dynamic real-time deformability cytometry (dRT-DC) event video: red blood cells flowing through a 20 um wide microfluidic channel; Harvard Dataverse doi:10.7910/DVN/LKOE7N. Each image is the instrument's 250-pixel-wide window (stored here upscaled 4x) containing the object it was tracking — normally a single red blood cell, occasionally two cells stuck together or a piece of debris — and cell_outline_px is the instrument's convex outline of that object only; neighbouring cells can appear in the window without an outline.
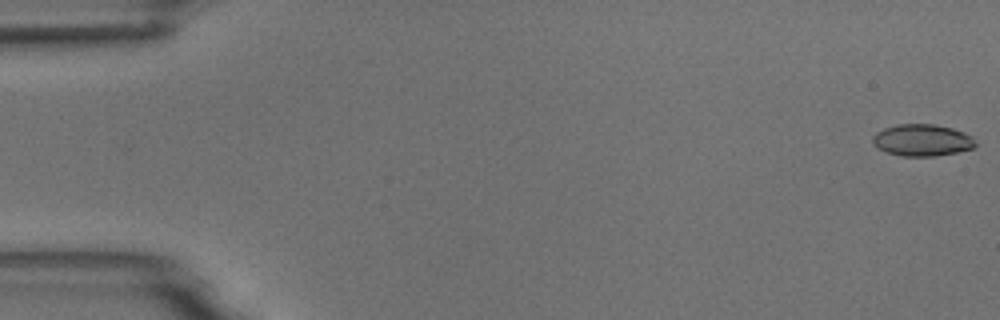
{"species": "common noctule bat (a hibernating species)", "species_latin": "Nyctalus noctula", "temperature_condition": "room temperature", "stored_images_in_passage": 6, "camera_frame_rate_fps": 3000, "um_per_image_px": 0.085, "animal": {"sex": "male", "body_mass_g": 18.8}, "frame": {"image": 1, "passage_image": 1, "time_ms": 0.0, "image_size_px": [1000, 320], "cell_outline_px": [[976, 144], [972, 148], [956, 152], [936, 156], [900, 156], [884, 152], [872, 140], [872, 136], [876, 132], [884, 128], [896, 124], [936, 124], [952, 128], [964, 132], [972, 136]], "centroid_in_image_um": [78.37, 11.91], "position_along_channel_um": 6.6, "area_um2": 19.07}}
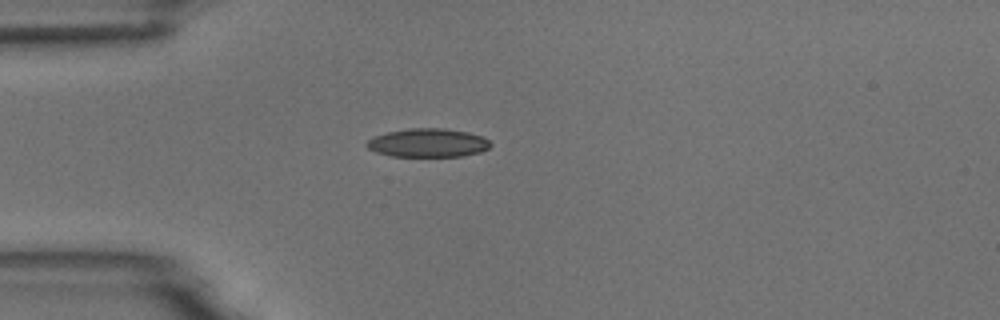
{"frame": {"image": 2, "passage_image": 5, "time_ms": 4.667, "image_size_px": [1000, 320], "cell_outline_px": [[492, 144], [488, 148], [480, 152], [464, 156], [392, 156], [376, 152], [368, 148], [364, 144], [368, 140], [376, 136], [388, 132], [408, 128], [444, 128], [468, 132], [484, 136]], "centroid_in_image_um": [36.4, 12.14], "position_along_channel_um": 48.6, "area_um2": 20.63}}